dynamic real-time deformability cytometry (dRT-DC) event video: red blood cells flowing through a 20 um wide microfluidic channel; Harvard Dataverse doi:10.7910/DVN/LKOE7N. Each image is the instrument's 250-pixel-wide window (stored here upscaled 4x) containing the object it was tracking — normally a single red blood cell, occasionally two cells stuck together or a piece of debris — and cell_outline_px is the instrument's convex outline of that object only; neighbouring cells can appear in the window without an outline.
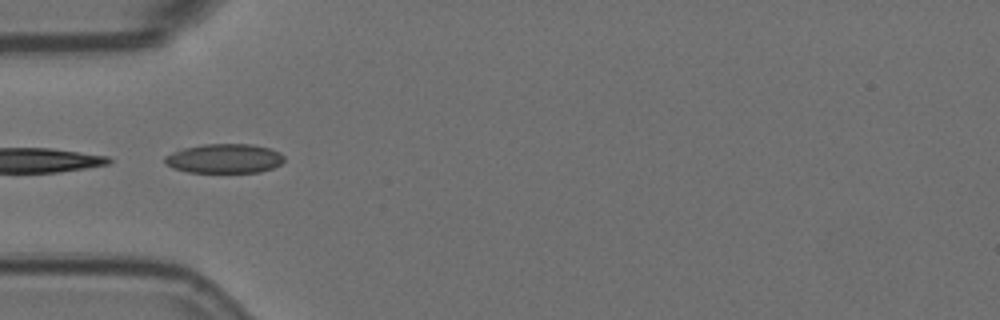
{"species": "Egyptian fruit bat (a non-hibernating species)", "species_latin": "Rousettus aegyptiacus", "temperature_condition": "room temperature", "stored_images_in_passage": 5, "camera_frame_rate_fps": 3000, "um_per_image_px": 0.085, "animal": {"sex": "female"}, "frame": {"image": 1, "passage_image": 4, "time_ms": 1.0, "image_size_px": [1000, 320], "cell_outline_px": [[284, 160], [280, 164], [272, 168], [260, 172], [188, 172], [172, 168], [164, 164], [164, 156], [172, 152], [184, 148], [204, 144], [252, 144], [268, 148], [280, 152], [284, 156]], "centroid_in_image_um": [19.05, 13.47], "position_along_channel_um": 66.0, "area_um2": 20.46}}